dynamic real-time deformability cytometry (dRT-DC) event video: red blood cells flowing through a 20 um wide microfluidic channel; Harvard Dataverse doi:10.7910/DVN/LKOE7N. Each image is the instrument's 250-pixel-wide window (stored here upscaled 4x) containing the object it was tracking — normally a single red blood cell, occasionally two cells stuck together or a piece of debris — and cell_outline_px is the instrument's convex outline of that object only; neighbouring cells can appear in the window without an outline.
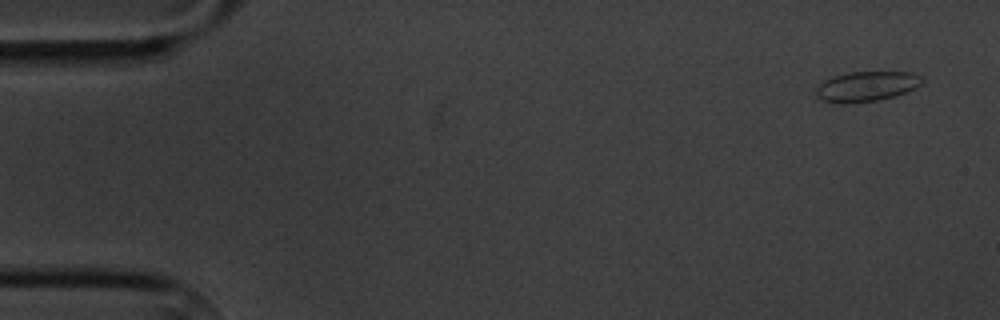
{"species": "common noctule bat (a hibernating species)", "species_latin": "Nyctalus noctula", "temperature_condition": "cold", "stored_images_in_passage": 5, "camera_frame_rate_fps": 3000, "um_per_image_px": 0.085, "animal": {"sex": "male", "body_mass_g": 20.1, "forearm_length_mm": 53.5}, "frame": {"image": 1, "passage_image": 1, "time_ms": 0.0, "image_size_px": [1000, 320], "cell_outline_px": [[924, 80], [916, 88], [892, 96], [876, 100], [844, 104], [836, 104], [824, 100], [816, 96], [816, 88], [824, 80], [832, 76], [848, 72], [912, 72], [920, 76]], "centroid_in_image_um": [73.62, 7.34], "position_along_channel_um": 11.4, "area_um2": 18.5}}
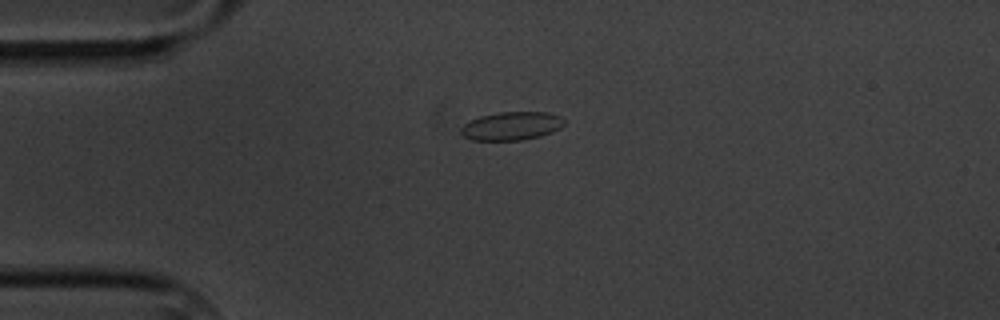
{"frame": {"image": 2, "passage_image": 4, "time_ms": 3.667, "image_size_px": [1000, 320], "cell_outline_px": [[564, 124], [560, 128], [552, 132], [540, 136], [520, 140], [472, 140], [464, 136], [460, 132], [460, 128], [468, 120], [480, 116], [500, 112], [548, 112], [560, 116], [564, 120]], "centroid_in_image_um": [43.46, 10.7], "position_along_channel_um": 41.5, "area_um2": 17.11}}